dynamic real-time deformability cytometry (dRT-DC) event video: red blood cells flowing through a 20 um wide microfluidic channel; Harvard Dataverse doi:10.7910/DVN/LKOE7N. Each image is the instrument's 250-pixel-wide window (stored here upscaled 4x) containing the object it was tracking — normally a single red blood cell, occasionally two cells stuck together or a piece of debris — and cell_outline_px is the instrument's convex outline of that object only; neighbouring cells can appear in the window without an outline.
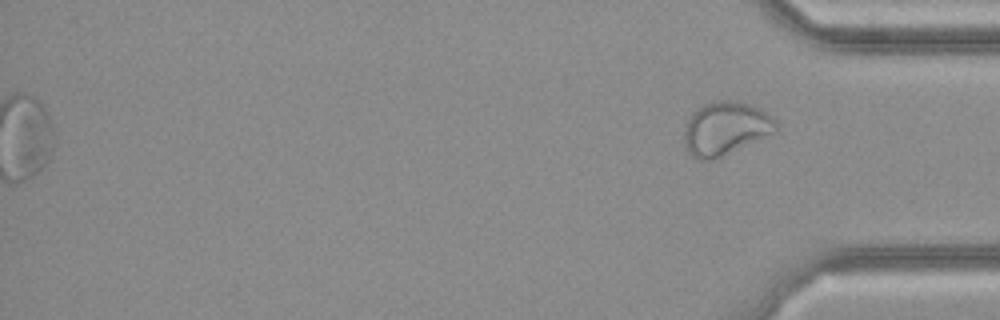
{"species": "common noctule bat (a hibernating species)", "species_latin": "Nyctalus noctula", "temperature_condition": "cold", "stored_images_in_passage": 30, "segment_of_instrument_passage": [2, 2], "camera_frame_rate_fps": 3000, "um_per_image_px": 0.085, "animal": {"sex": "female", "body_mass_g": 21.9}, "frame": {"image": 1, "passage_image": 30, "time_ms": 9.667, "image_size_px": [1000, 320], "cell_outline_px": [[776, 132], [724, 156], [712, 160], [696, 160], [688, 152], [684, 140], [684, 132], [688, 120], [692, 112], [700, 104], [716, 100], [740, 100], [760, 108], [772, 116], [776, 120]], "centroid_in_image_um": [61.66, 10.9], "position_along_channel_um": 373.5, "area_um2": 29.02}}